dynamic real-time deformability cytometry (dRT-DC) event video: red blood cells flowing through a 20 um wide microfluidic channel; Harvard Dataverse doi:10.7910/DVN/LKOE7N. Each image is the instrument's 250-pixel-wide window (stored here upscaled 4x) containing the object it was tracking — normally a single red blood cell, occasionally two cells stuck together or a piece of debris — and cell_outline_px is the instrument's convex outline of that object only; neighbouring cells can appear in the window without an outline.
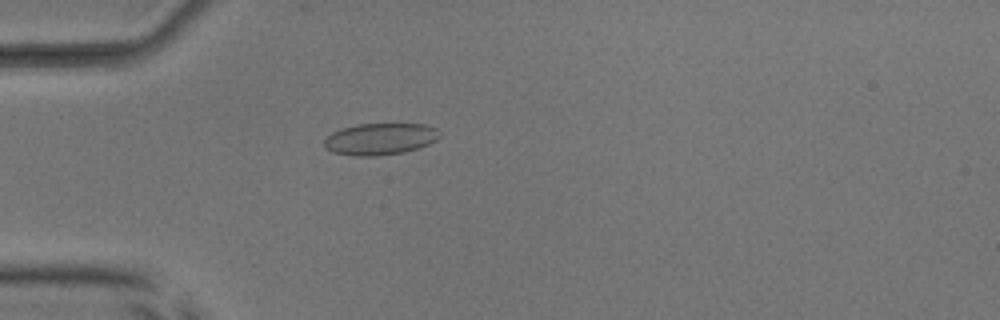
{"species": "common noctule bat (a hibernating species)", "species_latin": "Nyctalus noctula", "temperature_condition": "room temperature", "stored_images_in_passage": 40, "camera_frame_rate_fps": 3000, "um_per_image_px": 0.085, "animal": {"sex": "male", "body_mass_g": 17.9, "forearm_length_mm": 54.2}, "frame": {"image": 1, "passage_image": 4, "time_ms": 1.0, "image_size_px": [1000, 320], "cell_outline_px": [[440, 136], [436, 140], [420, 148], [404, 152], [376, 156], [356, 156], [336, 152], [328, 148], [324, 144], [324, 140], [332, 132], [340, 128], [356, 124], [424, 124], [436, 128], [440, 132]], "centroid_in_image_um": [32.34, 11.8], "position_along_channel_um": 52.7, "area_um2": 21.27}}
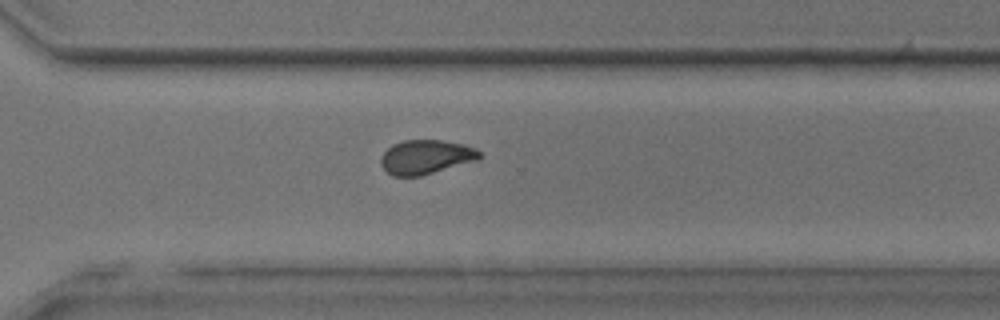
{"frame": {"image": 2, "passage_image": 26, "time_ms": 8.333, "image_size_px": [1000, 320], "cell_outline_px": [[484, 156], [472, 160], [420, 176], [392, 176], [380, 164], [380, 156], [392, 144], [404, 140], [444, 140], [460, 144], [472, 148], [480, 152]], "centroid_in_image_um": [36.11, 13.33], "position_along_channel_um": 334.5, "area_um2": 19.19}}
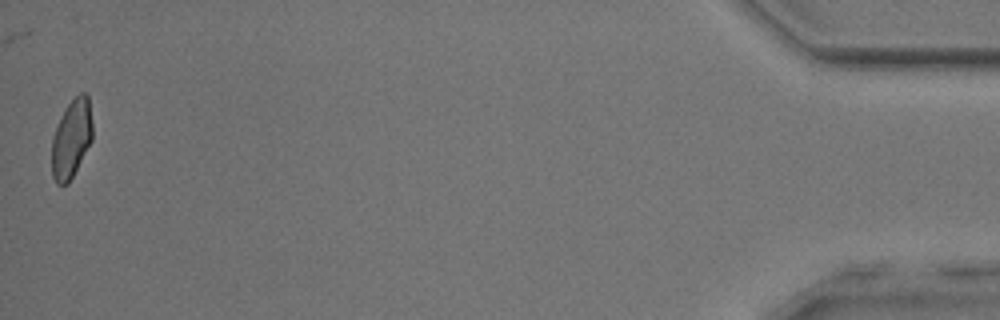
{"frame": {"image": 3, "passage_image": 40, "time_ms": 13.0, "image_size_px": [1000, 320], "cell_outline_px": [[92, 140], [68, 184], [56, 184], [52, 176], [52, 136], [60, 116], [68, 104], [80, 92], [84, 92], [88, 96], [92, 124]], "centroid_in_image_um": [6.06, 11.79], "position_along_channel_um": 429.1, "area_um2": 18.55}, "authors_computed_cell_mechanics": {"area_um2": 19.7098, "velocity_mm_per_s": 4.011, "shape_relaxation_time_tau1_ms": null, "shape_relaxation_time_tau2_ms": 0.838, "deformation_change_tau1": null, "deformation_change_tau2": 0.0502}}